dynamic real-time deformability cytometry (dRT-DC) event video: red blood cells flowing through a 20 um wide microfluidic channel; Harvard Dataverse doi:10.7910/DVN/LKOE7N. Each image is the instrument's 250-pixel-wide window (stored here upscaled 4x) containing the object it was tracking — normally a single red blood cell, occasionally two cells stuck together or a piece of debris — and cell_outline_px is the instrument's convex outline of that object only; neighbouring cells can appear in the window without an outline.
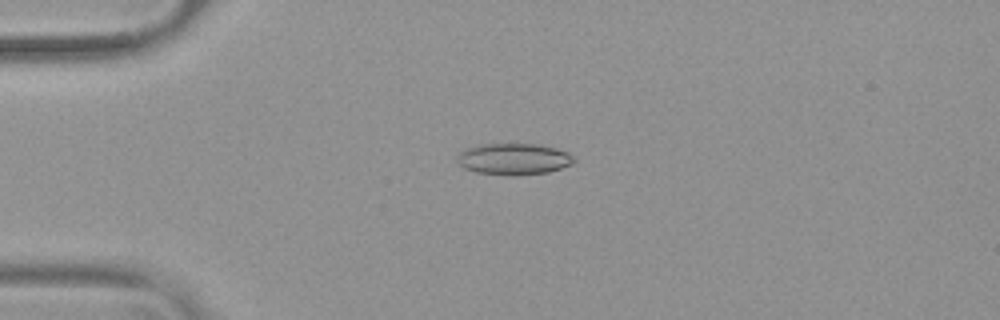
{"species": "common noctule bat (a hibernating species)", "species_latin": "Nyctalus noctula", "temperature_condition": "warm", "stored_images_in_passage": 54, "camera_frame_rate_fps": 3000, "um_per_image_px": 0.085, "animal": {"sex": "female", "body_mass_g": 19.9}, "frame": {"image": 1, "passage_image": 14, "time_ms": 4.333, "image_size_px": [1000, 320], "cell_outline_px": [[576, 160], [572, 164], [548, 172], [516, 176], [508, 176], [476, 172], [464, 168], [456, 160], [456, 156], [464, 148], [476, 144], [540, 144], [556, 148], [568, 152]], "centroid_in_image_um": [43.64, 13.51], "position_along_channel_um": 41.4, "area_um2": 21.73}}
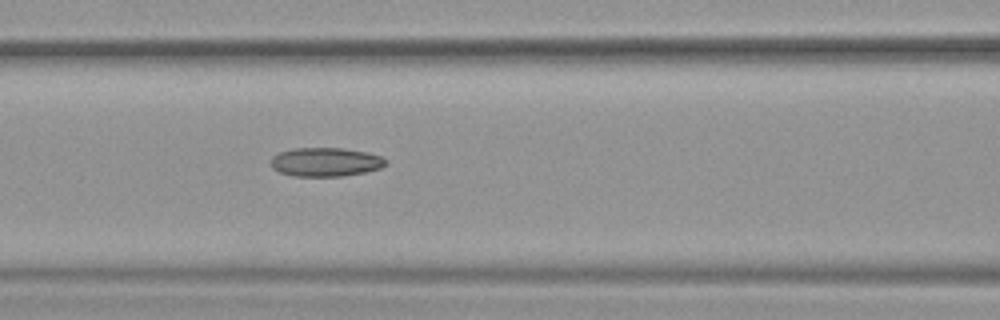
{"frame": {"image": 2, "passage_image": 24, "time_ms": 7.667, "image_size_px": [1000, 320], "cell_outline_px": [[388, 164], [380, 168], [364, 172], [344, 176], [292, 176], [280, 172], [272, 168], [272, 156], [280, 152], [292, 148], [344, 148], [368, 152], [380, 156], [388, 160]], "centroid_in_image_um": [27.7, 13.76], "position_along_channel_um": 138.9, "area_um2": 19.42}}
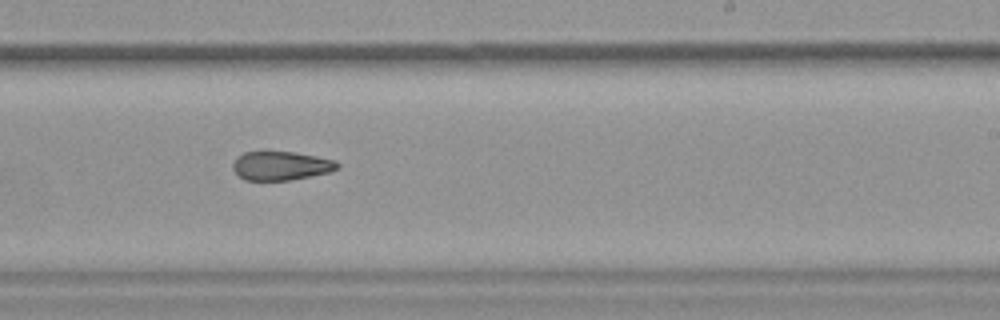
{"frame": {"image": 3, "passage_image": 34, "time_ms": 11.0, "image_size_px": [1000, 320], "cell_outline_px": [[340, 168], [332, 172], [292, 180], [244, 180], [232, 168], [232, 164], [236, 156], [244, 152], [264, 148], [296, 152], [336, 160], [340, 164]], "centroid_in_image_um": [23.88, 14.04], "position_along_channel_um": 265.1, "area_um2": 18.55}}